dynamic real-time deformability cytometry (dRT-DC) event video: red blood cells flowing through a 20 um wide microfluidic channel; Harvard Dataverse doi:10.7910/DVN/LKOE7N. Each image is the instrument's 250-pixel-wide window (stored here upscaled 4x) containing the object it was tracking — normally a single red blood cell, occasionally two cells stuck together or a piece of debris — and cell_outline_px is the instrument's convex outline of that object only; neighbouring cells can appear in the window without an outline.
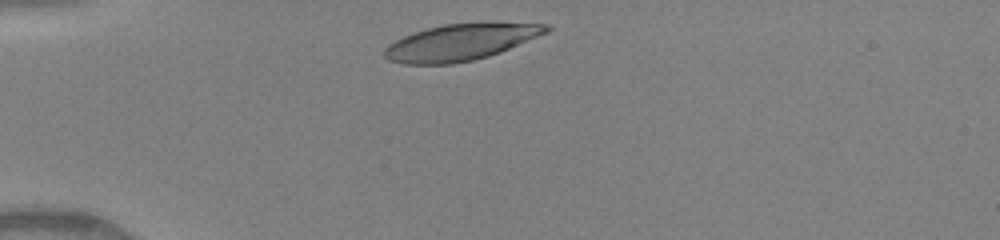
{"species": "human", "species_latin": "Homo sapiens", "temperature_condition": "warm", "stored_images_in_passage": 32, "camera_frame_rate_fps": 3000, "um_per_image_px": 0.085, "donor": {"sex": "female"}, "frame": {"image": 1, "passage_image": 3, "time_ms": 0.333, "image_size_px": [1000, 240], "cell_outline_px": [[552, 28], [548, 32], [500, 52], [488, 56], [472, 60], [452, 64], [404, 64], [388, 60], [384, 56], [384, 48], [388, 44], [404, 36], [428, 28], [444, 24], [548, 24]], "centroid_in_image_um": [39.09, 3.62], "position_along_channel_um": 45.9, "area_um2": 33.52}}
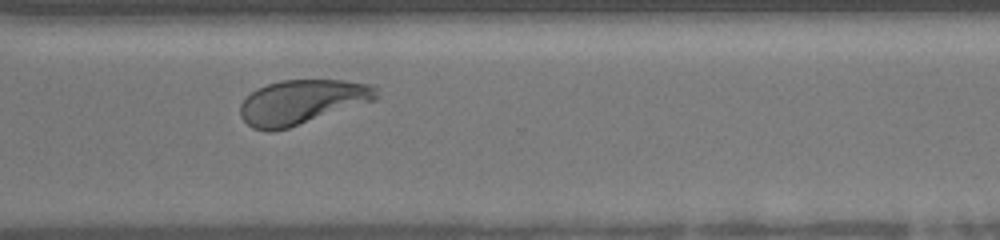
{"frame": {"image": 2, "passage_image": 26, "time_ms": 8.333, "image_size_px": [1000, 240], "cell_outline_px": [[380, 96], [376, 100], [288, 128], [272, 132], [268, 132], [252, 128], [240, 116], [240, 104], [256, 88], [280, 80], [344, 80], [376, 84], [380, 88]], "centroid_in_image_um": [25.72, 8.66], "position_along_channel_um": 344.9, "area_um2": 35.66}}
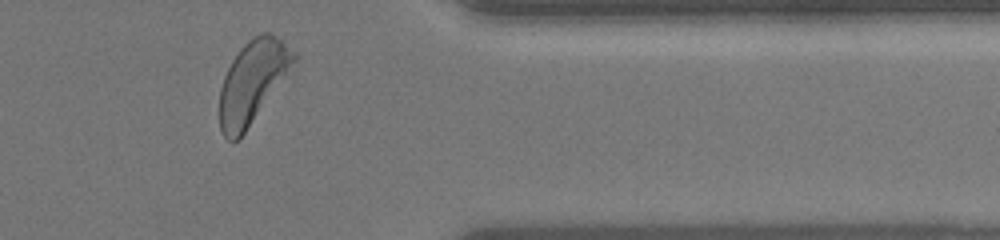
{"frame": {"image": 3, "passage_image": 30, "time_ms": 9.667, "image_size_px": [1000, 240], "cell_outline_px": [[300, 56], [244, 132], [232, 144], [220, 132], [220, 88], [224, 76], [232, 60], [240, 48], [252, 36], [260, 32], [272, 32], [296, 52]], "centroid_in_image_um": [21.47, 6.9], "position_along_channel_um": 389.9, "area_um2": 35.32}, "authors_computed_cell_mechanics": {"area_um2": 35.3158, "velocity_mm_per_s": 4.1153, "shape_relaxation_time_tau1_ms": 3.5615, "shape_relaxation_time_tau2_ms": null, "deformation_change_tau1": 0.1954, "deformation_change_tau2": null}}